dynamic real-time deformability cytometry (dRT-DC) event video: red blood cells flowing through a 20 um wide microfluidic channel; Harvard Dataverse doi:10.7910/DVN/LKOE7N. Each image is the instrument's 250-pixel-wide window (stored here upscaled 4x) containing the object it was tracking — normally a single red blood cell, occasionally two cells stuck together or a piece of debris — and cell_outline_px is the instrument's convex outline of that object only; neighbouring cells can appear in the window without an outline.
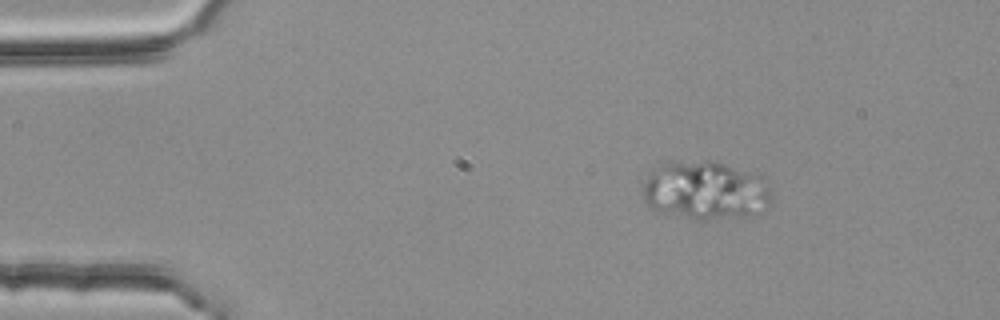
{"species": "common noctule bat (a hibernating species)", "species_latin": "Nyctalus noctula", "temperature_condition": "room temperature", "stored_images_in_passage": 4, "camera_frame_rate_fps": 3000, "um_per_image_px": 0.085, "animal": {"sex": "female", "body_mass_g": 25.1}, "frame": {"image": 1, "passage_image": 2, "time_ms": 0.333, "image_size_px": [1000, 320], "cell_outline_px": [[772, 200], [768, 208], [764, 212], [748, 216], [688, 216], [652, 208], [644, 200], [644, 184], [648, 176], [656, 164], [664, 160], [712, 160], [764, 176]], "centroid_in_image_um": [59.99, 16.09], "position_along_channel_um": 25.0, "area_um2": 43.41}}